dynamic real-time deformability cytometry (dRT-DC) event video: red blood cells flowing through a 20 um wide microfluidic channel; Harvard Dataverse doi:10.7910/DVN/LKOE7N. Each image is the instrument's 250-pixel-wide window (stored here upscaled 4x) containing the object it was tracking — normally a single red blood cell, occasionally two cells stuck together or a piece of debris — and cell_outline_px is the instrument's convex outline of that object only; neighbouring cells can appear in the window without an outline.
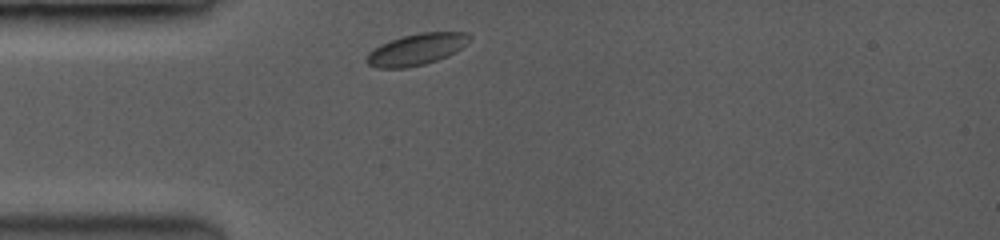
{"species": "common noctule bat (a hibernating species)", "species_latin": "Nyctalus noctula", "temperature_condition": "room temperature", "stored_images_in_passage": 8, "camera_frame_rate_fps": 3500, "um_per_image_px": 0.085, "animal": {"sex": "female", "body_mass_g": 19.0, "forearm_length_mm": 53.3}, "frame": {"image": 1, "passage_image": 1, "time_ms": 0.0, "image_size_px": [1000, 240], "cell_outline_px": [[472, 36], [460, 48], [436, 60], [424, 64], [404, 68], [380, 68], [368, 64], [364, 60], [368, 52], [380, 44], [404, 36], [420, 32], [468, 32]], "centroid_in_image_um": [35.35, 4.19], "position_along_channel_um": 49.7, "area_um2": 18.5}}
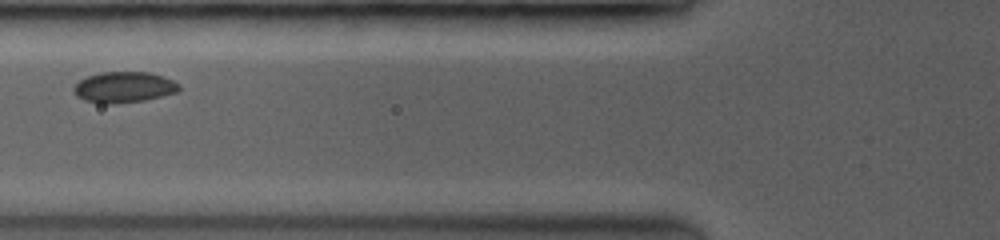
{"frame": {"image": 2, "passage_image": 3, "time_ms": 2.0, "image_size_px": [1000, 240], "cell_outline_px": [[180, 88], [176, 92], [144, 100], [112, 104], [100, 104], [84, 100], [76, 96], [72, 88], [80, 80], [88, 76], [100, 72], [148, 72], [172, 80], [180, 84]], "centroid_in_image_um": [10.49, 7.42], "position_along_channel_um": 115.3, "area_um2": 18.84}}